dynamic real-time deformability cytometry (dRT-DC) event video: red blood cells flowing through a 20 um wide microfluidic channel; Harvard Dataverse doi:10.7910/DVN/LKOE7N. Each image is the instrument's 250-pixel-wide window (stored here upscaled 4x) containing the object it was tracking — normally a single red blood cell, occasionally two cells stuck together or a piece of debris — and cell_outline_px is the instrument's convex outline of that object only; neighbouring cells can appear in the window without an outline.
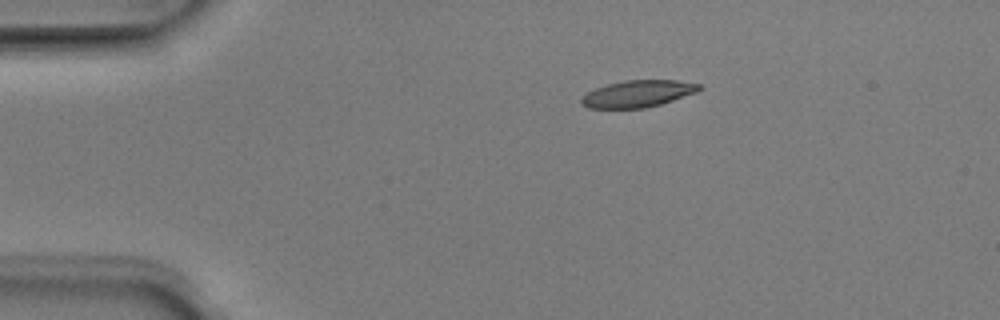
{"species": "Egyptian fruit bat (a non-hibernating species)", "species_latin": "Rousettus aegyptiacus", "temperature_condition": "room temperature", "stored_images_in_passage": 6, "camera_frame_rate_fps": 3000, "um_per_image_px": 0.085, "animal": {"sex": "male"}, "frame": {"image": 1, "passage_image": 3, "time_ms": 0.667, "image_size_px": [1000, 320], "cell_outline_px": [[704, 88], [696, 92], [660, 104], [644, 108], [588, 108], [580, 104], [580, 100], [588, 92], [596, 88], [608, 84], [624, 80], [676, 80], [700, 84]], "centroid_in_image_um": [54.21, 7.96], "position_along_channel_um": 30.8, "area_um2": 18.32}}
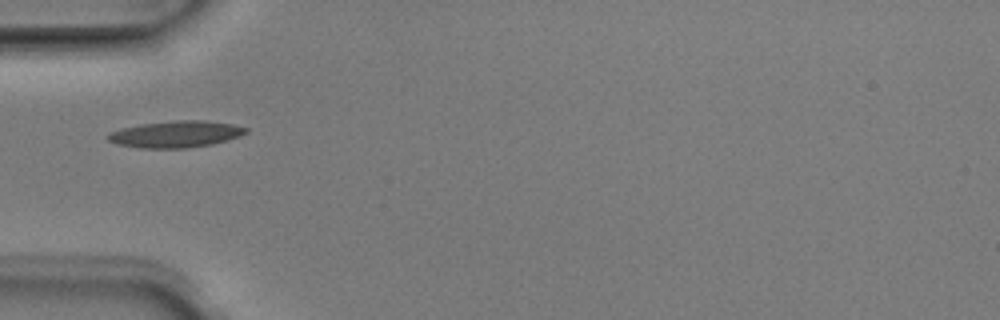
{"frame": {"image": 2, "passage_image": 5, "time_ms": 1.333, "image_size_px": [1000, 320], "cell_outline_px": [[248, 132], [212, 144], [188, 148], [140, 148], [116, 144], [108, 140], [104, 136], [108, 132], [140, 124], [172, 120], [204, 120], [232, 124], [248, 128]], "centroid_in_image_um": [14.87, 11.4], "position_along_channel_um": 70.1, "area_um2": 21.39}}
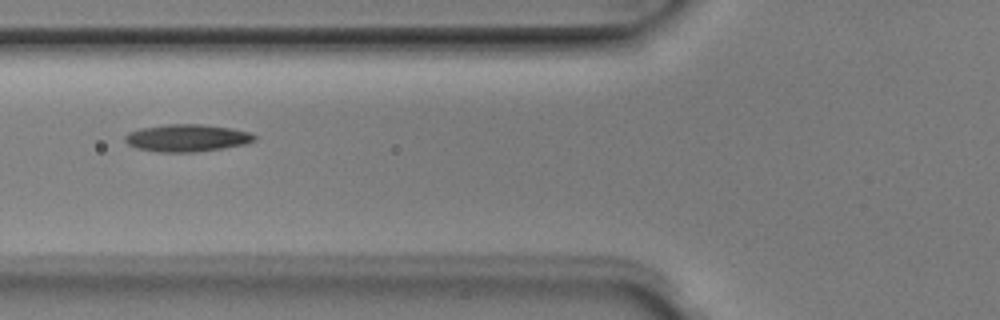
{"frame": {"image": 3, "passage_image": 6, "time_ms": 1.667, "image_size_px": [1000, 320], "cell_outline_px": [[256, 140], [244, 144], [196, 152], [156, 152], [136, 148], [128, 144], [124, 140], [124, 136], [128, 132], [140, 128], [164, 124], [200, 124], [232, 128], [248, 132], [256, 136]], "centroid_in_image_um": [15.84, 11.72], "position_along_channel_um": 110.0, "area_um2": 20.63}}